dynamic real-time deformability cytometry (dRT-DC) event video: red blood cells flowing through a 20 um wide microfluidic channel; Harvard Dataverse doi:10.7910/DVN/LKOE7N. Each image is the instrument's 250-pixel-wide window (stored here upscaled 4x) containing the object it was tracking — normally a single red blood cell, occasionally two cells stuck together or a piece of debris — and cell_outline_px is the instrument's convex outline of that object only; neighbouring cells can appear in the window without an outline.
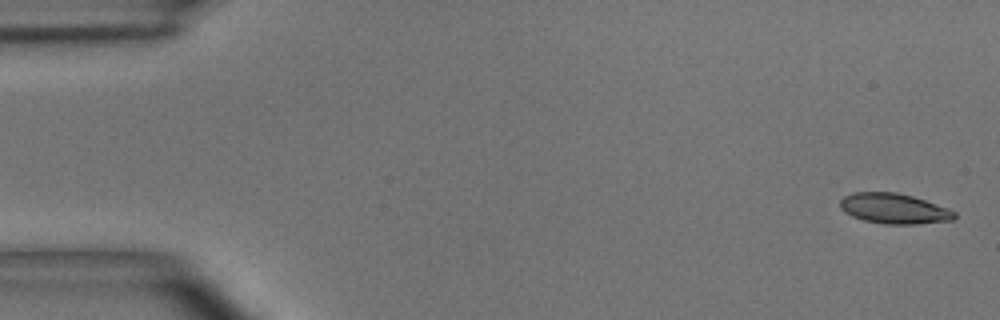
{"species": "common noctule bat (a hibernating species)", "species_latin": "Nyctalus noctula", "temperature_condition": "room temperature", "stored_images_in_passage": 4, "camera_frame_rate_fps": 3000, "um_per_image_px": 0.085, "animal": {"sex": "male", "body_mass_g": 15.6}, "frame": {"image": 1, "passage_image": 1, "time_ms": 0.0, "image_size_px": [1000, 320], "cell_outline_px": [[956, 216], [952, 220], [916, 224], [884, 224], [864, 220], [852, 216], [844, 212], [840, 208], [840, 200], [844, 196], [852, 192], [896, 192], [912, 196], [948, 208], [956, 212]], "centroid_in_image_um": [75.97, 17.73], "position_along_channel_um": 9.0, "area_um2": 20.17}}
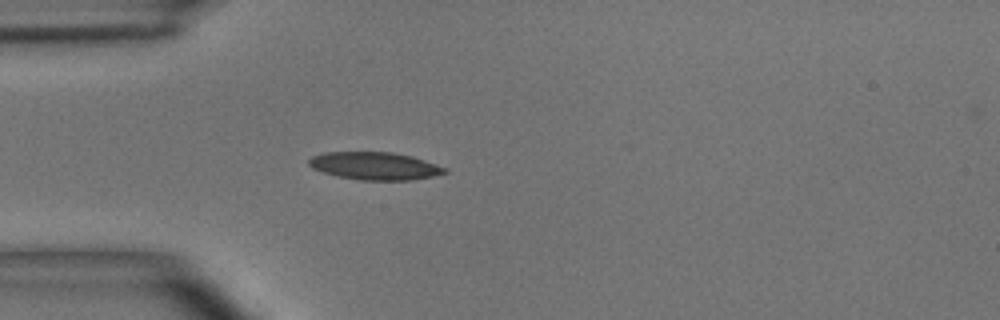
{"frame": {"image": 2, "passage_image": 4, "time_ms": 4.333, "image_size_px": [1000, 320], "cell_outline_px": [[448, 172], [432, 176], [412, 180], [360, 180], [336, 176], [312, 168], [308, 164], [308, 160], [312, 156], [324, 152], [392, 152], [412, 156], [448, 168]], "centroid_in_image_um": [31.86, 14.1], "position_along_channel_um": 53.1, "area_um2": 21.96}}